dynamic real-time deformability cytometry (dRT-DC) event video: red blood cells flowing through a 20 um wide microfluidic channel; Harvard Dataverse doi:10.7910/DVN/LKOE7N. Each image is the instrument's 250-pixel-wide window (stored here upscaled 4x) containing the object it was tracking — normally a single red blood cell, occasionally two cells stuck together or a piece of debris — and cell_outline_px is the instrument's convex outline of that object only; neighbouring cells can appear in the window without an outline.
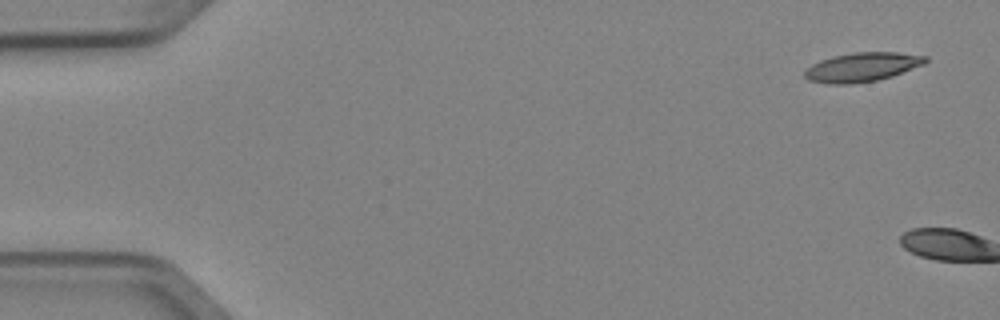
{"species": "Egyptian fruit bat (a non-hibernating species)", "species_latin": "Rousettus aegyptiacus", "temperature_condition": "cold", "stored_images_in_passage": 2, "camera_frame_rate_fps": 3000, "um_per_image_px": 0.085, "animal": {"sex": "female"}, "frame": {"image": 1, "passage_image": 1, "time_ms": 0.0, "image_size_px": [1000, 320], "cell_outline_px": [[928, 60], [924, 64], [892, 76], [876, 80], [852, 84], [828, 84], [808, 80], [804, 76], [804, 72], [812, 64], [820, 60], [832, 56], [852, 52], [896, 52], [928, 56]], "centroid_in_image_um": [73.27, 5.7], "position_along_channel_um": 11.7, "area_um2": 20.52}}